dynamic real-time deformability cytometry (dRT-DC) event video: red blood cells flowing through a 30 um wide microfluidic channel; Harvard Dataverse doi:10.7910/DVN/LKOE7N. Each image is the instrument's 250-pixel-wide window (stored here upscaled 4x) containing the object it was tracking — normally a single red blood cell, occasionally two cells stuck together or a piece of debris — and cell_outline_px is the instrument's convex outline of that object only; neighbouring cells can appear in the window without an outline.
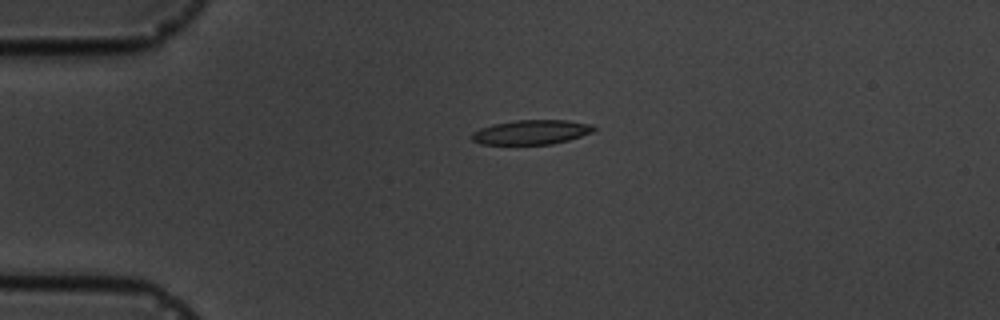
{"species": "common noctule bat (a hibernating species)", "species_latin": "Nyctalus noctula", "temperature_condition": "cold", "stored_images_in_passage": 4, "camera_frame_rate_fps": 3000, "um_per_image_px": 0.085, "animal": {"sex": "male", "body_mass_g": 19.5, "forearm_length_mm": 54.6}, "frame": {"image": 1, "passage_image": 3, "time_ms": 3.0, "image_size_px": [1000, 320], "cell_outline_px": [[596, 128], [592, 132], [568, 140], [552, 144], [480, 144], [472, 140], [472, 132], [480, 128], [492, 124], [516, 120], [568, 120], [592, 124]], "centroid_in_image_um": [45.16, 11.23], "position_along_channel_um": 39.8, "area_um2": 17.4}}